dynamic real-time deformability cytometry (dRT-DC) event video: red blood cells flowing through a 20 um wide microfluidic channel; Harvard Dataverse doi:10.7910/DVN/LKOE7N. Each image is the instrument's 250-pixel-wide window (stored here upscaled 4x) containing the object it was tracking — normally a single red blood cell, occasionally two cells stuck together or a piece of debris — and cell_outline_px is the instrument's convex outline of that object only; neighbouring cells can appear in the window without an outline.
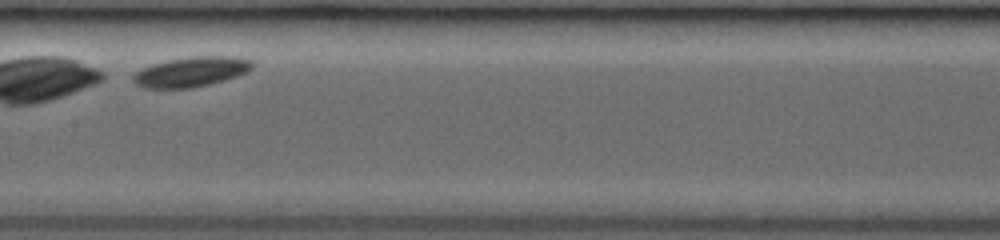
{"species": "common noctule bat (a hibernating species)", "species_latin": "Nyctalus noctula", "temperature_condition": "room temperature", "stored_images_in_passage": 28, "camera_frame_rate_fps": 3000, "um_per_image_px": 0.085, "animal": {"sex": "female", "body_mass_g": 19.0, "forearm_length_mm": 53.3}, "frame": {"image": 1, "passage_image": 15, "time_ms": 3.667, "image_size_px": [1000, 240], "cell_outline_px": [[252, 68], [248, 72], [224, 80], [192, 88], [144, 88], [136, 84], [132, 80], [132, 76], [140, 68], [152, 64], [168, 60], [188, 56], [232, 56], [252, 60]], "centroid_in_image_um": [16.23, 6.1], "position_along_channel_um": 191.2, "area_um2": 20.87}}
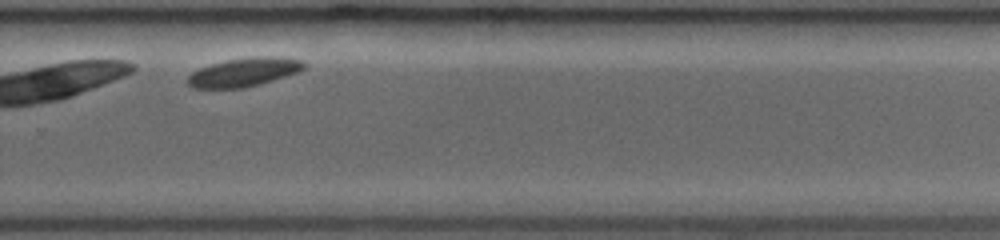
{"frame": {"image": 2, "passage_image": 23, "time_ms": 6.667, "image_size_px": [1000, 240], "cell_outline_px": [[308, 68], [300, 72], [260, 84], [244, 88], [192, 88], [188, 84], [188, 76], [192, 72], [200, 68], [212, 64], [228, 60], [256, 56], [272, 56], [300, 60], [308, 64]], "centroid_in_image_um": [20.8, 6.14], "position_along_channel_um": 309.0, "area_um2": 19.48}}
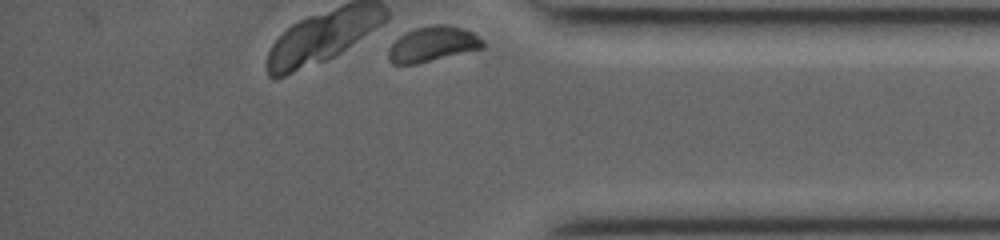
{"frame": {"image": 3, "passage_image": 28, "time_ms": 9.0, "image_size_px": [1000, 240], "cell_outline_px": [[484, 48], [416, 64], [392, 64], [388, 60], [388, 48], [400, 36], [416, 28], [436, 24], [444, 24], [460, 28], [472, 32], [484, 40]], "centroid_in_image_um": [36.78, 3.76], "position_along_channel_um": 398.4, "area_um2": 19.19}}